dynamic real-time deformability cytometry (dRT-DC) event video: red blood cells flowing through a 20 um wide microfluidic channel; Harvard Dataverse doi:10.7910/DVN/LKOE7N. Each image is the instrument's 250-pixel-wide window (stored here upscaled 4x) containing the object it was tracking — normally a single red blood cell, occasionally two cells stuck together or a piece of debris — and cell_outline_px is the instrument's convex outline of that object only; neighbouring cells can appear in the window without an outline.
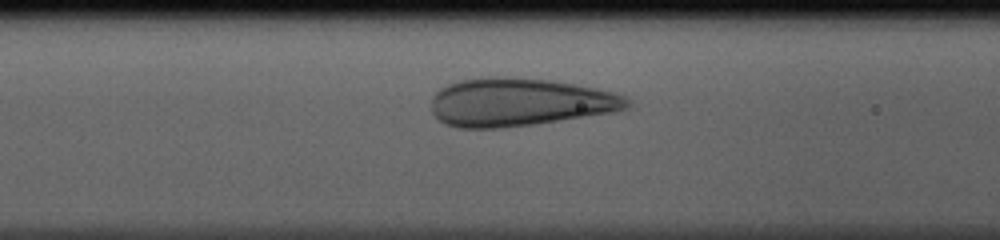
{"species": "human", "species_latin": "Homo sapiens", "temperature_condition": "cold", "stored_images_in_passage": 26, "camera_frame_rate_fps": 3000, "um_per_image_px": 0.085, "donor": {"sex": "male"}, "frame": {"image": 1, "passage_image": 5, "time_ms": 1.333, "image_size_px": [1000, 240], "cell_outline_px": [[632, 100], [628, 108], [612, 112], [532, 124], [500, 128], [456, 128], [444, 124], [432, 112], [432, 96], [440, 88], [448, 84], [460, 80], [480, 76], [504, 76], [552, 80], [596, 88], [616, 92]], "centroid_in_image_um": [44.13, 8.67], "position_along_channel_um": 122.5, "area_um2": 55.2}}
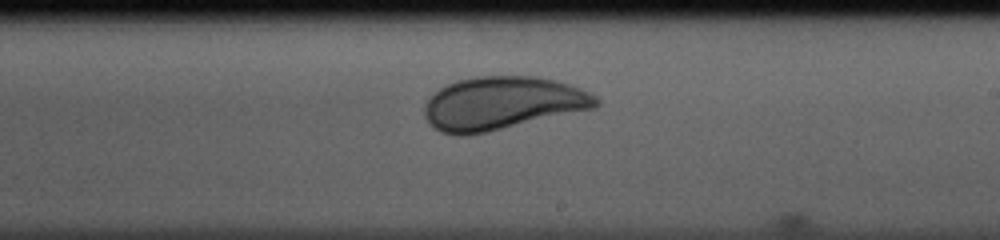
{"frame": {"image": 2, "passage_image": 14, "time_ms": 4.333, "image_size_px": [1000, 240], "cell_outline_px": [[600, 104], [596, 108], [468, 136], [456, 136], [440, 132], [424, 116], [424, 108], [428, 100], [440, 88], [448, 84], [460, 80], [476, 76], [532, 76], [556, 80], [580, 88], [596, 96], [600, 100]], "centroid_in_image_um": [42.72, 8.78], "position_along_channel_um": 246.3, "area_um2": 52.94}}
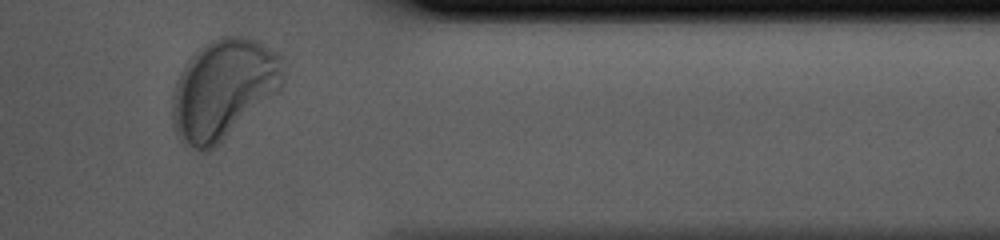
{"frame": {"image": 3, "passage_image": 25, "time_ms": 8.0, "image_size_px": [1000, 240], "cell_outline_px": [[284, 84], [280, 92], [208, 152], [200, 152], [192, 148], [180, 140], [176, 136], [172, 124], [172, 96], [180, 72], [188, 60], [204, 44], [220, 36], [244, 36], [256, 40], [280, 52], [284, 56]], "centroid_in_image_um": [19.04, 7.57], "position_along_channel_um": 392.4, "area_um2": 65.31}}